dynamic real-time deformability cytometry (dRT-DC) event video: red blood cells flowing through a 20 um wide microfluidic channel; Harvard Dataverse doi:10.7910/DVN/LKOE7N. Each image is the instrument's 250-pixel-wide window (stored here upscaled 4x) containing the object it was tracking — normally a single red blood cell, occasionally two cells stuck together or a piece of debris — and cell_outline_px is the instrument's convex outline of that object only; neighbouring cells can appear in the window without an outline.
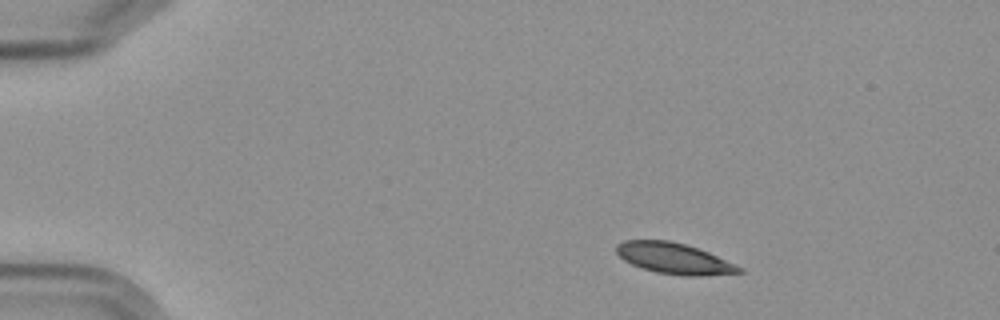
{"species": "Egyptian fruit bat (a non-hibernating species)", "species_latin": "Rousettus aegyptiacus", "temperature_condition": "cold", "stored_images_in_passage": 5, "camera_frame_rate_fps": 3000, "um_per_image_px": 0.085, "frame": {"image": 1, "passage_image": 1, "time_ms": 0.0, "image_size_px": [1000, 320], "cell_outline_px": [[744, 272], [700, 276], [688, 276], [656, 272], [632, 264], [624, 260], [616, 252], [616, 244], [624, 240], [668, 240], [684, 244], [708, 252], [744, 268]], "centroid_in_image_um": [57.3, 21.96], "position_along_channel_um": 27.7, "area_um2": 21.91}}
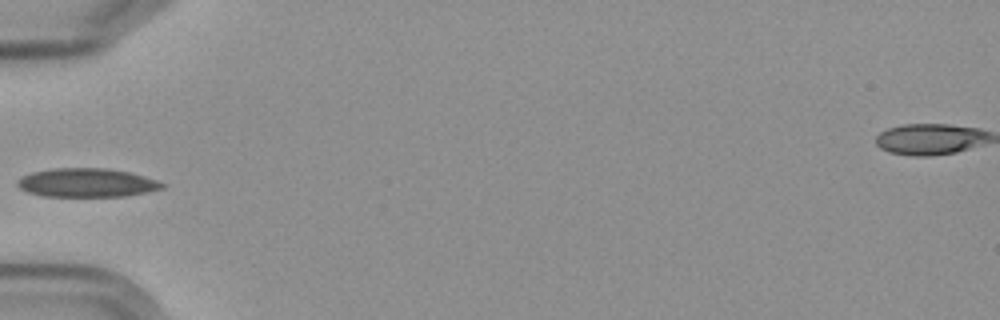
{"frame": {"image": 2, "passage_image": 4, "time_ms": 3.667, "image_size_px": [1000, 320], "cell_outline_px": [[164, 188], [148, 192], [124, 196], [44, 196], [28, 192], [20, 188], [16, 184], [16, 180], [32, 172], [56, 168], [108, 168], [128, 172], [144, 176], [156, 180], [164, 184]], "centroid_in_image_um": [7.38, 15.53], "position_along_channel_um": 77.6, "area_um2": 24.1}}
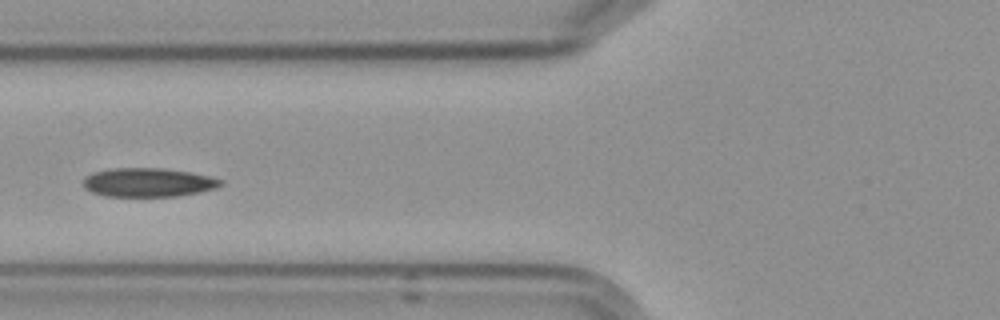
{"frame": {"image": 3, "passage_image": 5, "time_ms": 4.667, "image_size_px": [1000, 320], "cell_outline_px": [[224, 184], [216, 188], [200, 192], [176, 196], [104, 196], [92, 192], [84, 188], [84, 180], [92, 172], [112, 168], [164, 168], [192, 172], [212, 176], [224, 180]], "centroid_in_image_um": [12.65, 15.5], "position_along_channel_um": 113.1, "area_um2": 23.29}}